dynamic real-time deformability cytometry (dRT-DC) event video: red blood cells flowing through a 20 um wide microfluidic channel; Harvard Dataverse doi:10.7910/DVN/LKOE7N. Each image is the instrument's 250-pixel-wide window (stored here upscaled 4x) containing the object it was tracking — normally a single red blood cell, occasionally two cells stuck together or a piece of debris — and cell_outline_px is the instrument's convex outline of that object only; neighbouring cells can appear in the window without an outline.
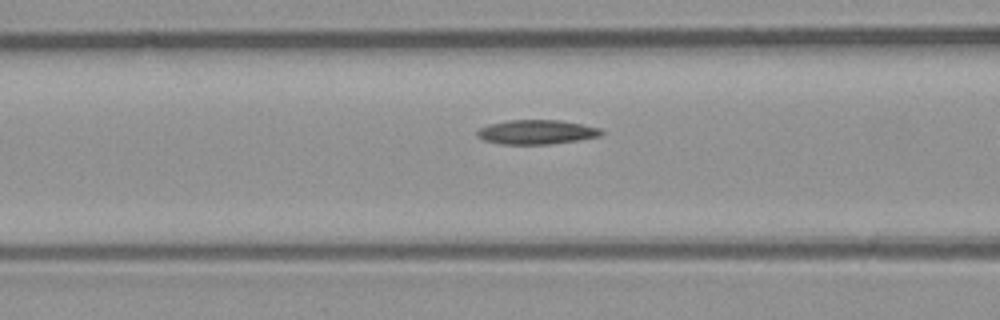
{"species": "common noctule bat (a hibernating species)", "species_latin": "Nyctalus noctula", "temperature_condition": "room temperature", "stored_images_in_passage": 25, "camera_frame_rate_fps": 3000, "um_per_image_px": 0.085, "animal": {"sex": "male", "body_mass_g": 23.1, "forearm_length_mm": 52.7}, "frame": {"image": 1, "passage_image": 15, "time_ms": 4.667, "image_size_px": [1000, 320], "cell_outline_px": [[596, 132], [588, 136], [564, 140], [496, 140], [484, 136], [484, 132], [492, 128], [504, 124], [572, 124], [588, 128]], "centroid_in_image_um": [45.7, 11.23], "position_along_channel_um": 120.9, "area_um2": 10.98}}
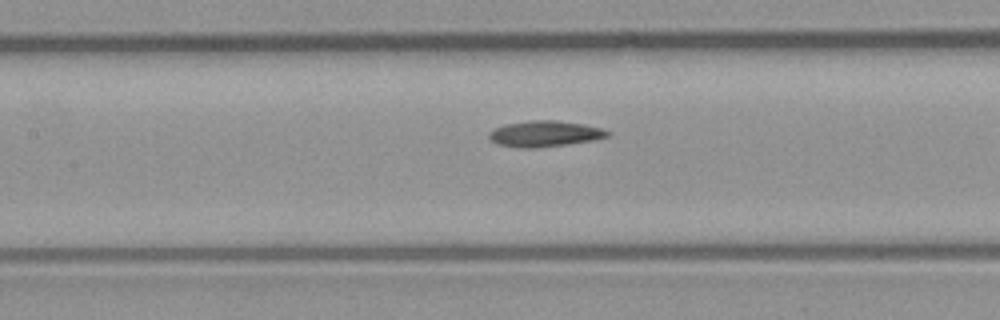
{"frame": {"image": 2, "passage_image": 18, "time_ms": 5.667, "image_size_px": [1000, 320], "cell_outline_px": [[604, 132], [600, 136], [580, 140], [552, 144], [508, 144], [496, 140], [492, 136], [496, 132], [504, 128], [524, 124], [568, 124], [588, 128]], "centroid_in_image_um": [46.27, 11.39], "position_along_channel_um": 161.1, "area_um2": 12.37}}